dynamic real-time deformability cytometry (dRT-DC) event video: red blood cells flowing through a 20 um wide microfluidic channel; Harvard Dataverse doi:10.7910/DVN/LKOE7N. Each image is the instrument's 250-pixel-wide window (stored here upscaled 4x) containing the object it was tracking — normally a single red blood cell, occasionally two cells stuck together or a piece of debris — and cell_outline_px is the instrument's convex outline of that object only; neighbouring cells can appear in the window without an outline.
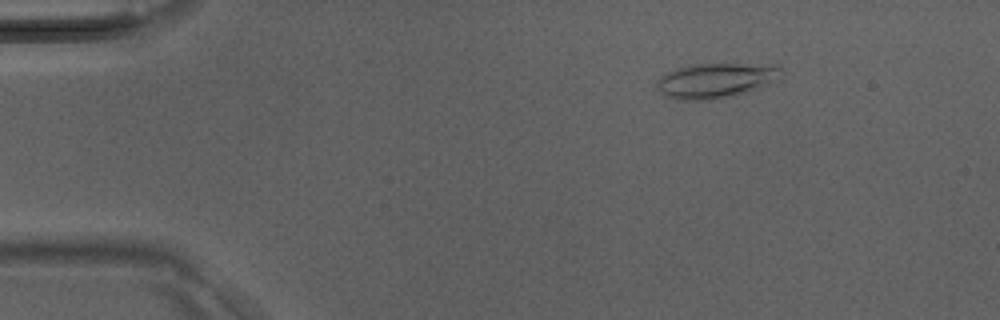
{"species": "Egyptian fruit bat (a non-hibernating species)", "species_latin": "Rousettus aegyptiacus", "temperature_condition": "room temperature", "stored_images_in_passage": 40, "camera_frame_rate_fps": 3000, "um_per_image_px": 0.085, "animal": {"sex": "male"}, "frame": {"image": 1, "passage_image": 6, "time_ms": 1.667, "image_size_px": [1000, 320], "cell_outline_px": [[784, 72], [780, 80], [760, 88], [736, 96], [712, 100], [680, 100], [668, 96], [660, 92], [656, 88], [656, 84], [668, 72], [680, 68], [700, 64], [780, 64]], "centroid_in_image_um": [61.0, 6.85], "position_along_channel_um": 24.0, "area_um2": 25.61}}
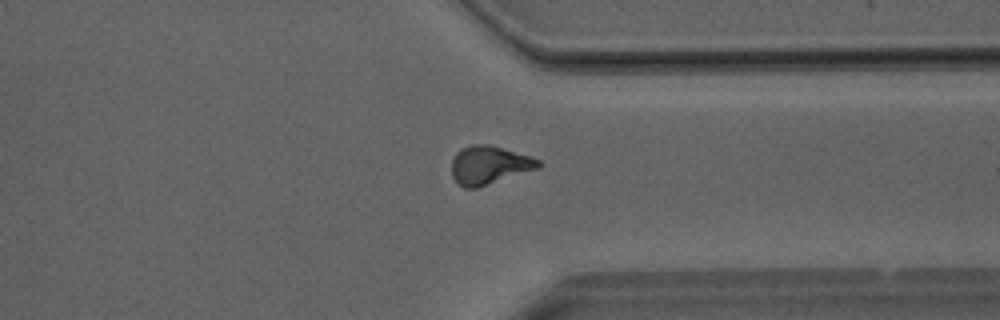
{"frame": {"image": 2, "passage_image": 31, "time_ms": 10.0, "image_size_px": [1000, 320], "cell_outline_px": [[540, 168], [476, 188], [464, 188], [452, 176], [452, 160], [456, 152], [460, 148], [472, 144], [488, 144], [532, 156], [540, 160]], "centroid_in_image_um": [41.59, 14.02], "position_along_channel_um": 369.8, "area_um2": 19.42}}
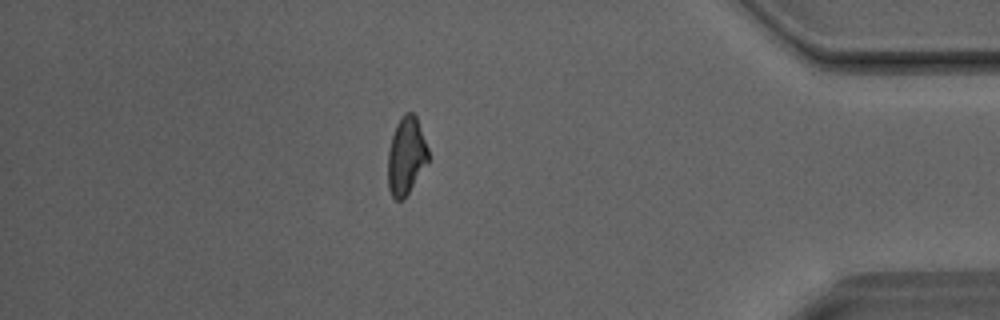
{"frame": {"image": 3, "passage_image": 35, "time_ms": 11.333, "image_size_px": [1000, 320], "cell_outline_px": [[428, 160], [404, 200], [396, 200], [392, 196], [388, 188], [388, 152], [392, 136], [396, 124], [400, 116], [404, 112], [412, 112], [416, 116], [428, 148]], "centroid_in_image_um": [34.51, 13.24], "position_along_channel_um": 400.7, "area_um2": 18.15}}